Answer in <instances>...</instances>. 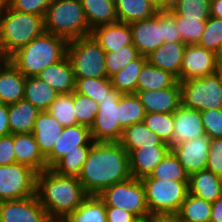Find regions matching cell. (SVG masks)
<instances>
[{
    "label": "cell",
    "instance_id": "obj_42",
    "mask_svg": "<svg viewBox=\"0 0 222 222\" xmlns=\"http://www.w3.org/2000/svg\"><path fill=\"white\" fill-rule=\"evenodd\" d=\"M143 123L164 143H171L174 130V113H146Z\"/></svg>",
    "mask_w": 222,
    "mask_h": 222
},
{
    "label": "cell",
    "instance_id": "obj_51",
    "mask_svg": "<svg viewBox=\"0 0 222 222\" xmlns=\"http://www.w3.org/2000/svg\"><path fill=\"white\" fill-rule=\"evenodd\" d=\"M16 163L14 152V134L0 137V165Z\"/></svg>",
    "mask_w": 222,
    "mask_h": 222
},
{
    "label": "cell",
    "instance_id": "obj_50",
    "mask_svg": "<svg viewBox=\"0 0 222 222\" xmlns=\"http://www.w3.org/2000/svg\"><path fill=\"white\" fill-rule=\"evenodd\" d=\"M163 40L164 42H182L181 34L176 28V20L169 11H163Z\"/></svg>",
    "mask_w": 222,
    "mask_h": 222
},
{
    "label": "cell",
    "instance_id": "obj_33",
    "mask_svg": "<svg viewBox=\"0 0 222 222\" xmlns=\"http://www.w3.org/2000/svg\"><path fill=\"white\" fill-rule=\"evenodd\" d=\"M119 22L131 24L146 20L158 11L147 0H115Z\"/></svg>",
    "mask_w": 222,
    "mask_h": 222
},
{
    "label": "cell",
    "instance_id": "obj_9",
    "mask_svg": "<svg viewBox=\"0 0 222 222\" xmlns=\"http://www.w3.org/2000/svg\"><path fill=\"white\" fill-rule=\"evenodd\" d=\"M98 196L106 207L124 209L139 220H145L150 215L141 179L130 177L105 188Z\"/></svg>",
    "mask_w": 222,
    "mask_h": 222
},
{
    "label": "cell",
    "instance_id": "obj_62",
    "mask_svg": "<svg viewBox=\"0 0 222 222\" xmlns=\"http://www.w3.org/2000/svg\"><path fill=\"white\" fill-rule=\"evenodd\" d=\"M139 222H147V219H145V220H140Z\"/></svg>",
    "mask_w": 222,
    "mask_h": 222
},
{
    "label": "cell",
    "instance_id": "obj_38",
    "mask_svg": "<svg viewBox=\"0 0 222 222\" xmlns=\"http://www.w3.org/2000/svg\"><path fill=\"white\" fill-rule=\"evenodd\" d=\"M91 147L82 145L81 151L67 152L51 169L58 174L78 178Z\"/></svg>",
    "mask_w": 222,
    "mask_h": 222
},
{
    "label": "cell",
    "instance_id": "obj_46",
    "mask_svg": "<svg viewBox=\"0 0 222 222\" xmlns=\"http://www.w3.org/2000/svg\"><path fill=\"white\" fill-rule=\"evenodd\" d=\"M174 19L182 42L187 45L197 44L204 33L207 19H185L181 16H174Z\"/></svg>",
    "mask_w": 222,
    "mask_h": 222
},
{
    "label": "cell",
    "instance_id": "obj_48",
    "mask_svg": "<svg viewBox=\"0 0 222 222\" xmlns=\"http://www.w3.org/2000/svg\"><path fill=\"white\" fill-rule=\"evenodd\" d=\"M206 134L211 138H222V108L201 111Z\"/></svg>",
    "mask_w": 222,
    "mask_h": 222
},
{
    "label": "cell",
    "instance_id": "obj_31",
    "mask_svg": "<svg viewBox=\"0 0 222 222\" xmlns=\"http://www.w3.org/2000/svg\"><path fill=\"white\" fill-rule=\"evenodd\" d=\"M178 79L170 72L155 67L148 61L143 65L137 81V91L162 90L172 87Z\"/></svg>",
    "mask_w": 222,
    "mask_h": 222
},
{
    "label": "cell",
    "instance_id": "obj_15",
    "mask_svg": "<svg viewBox=\"0 0 222 222\" xmlns=\"http://www.w3.org/2000/svg\"><path fill=\"white\" fill-rule=\"evenodd\" d=\"M93 143L89 127L79 124L64 127L52 151L45 157L47 168H52L67 152L81 151L82 145Z\"/></svg>",
    "mask_w": 222,
    "mask_h": 222
},
{
    "label": "cell",
    "instance_id": "obj_19",
    "mask_svg": "<svg viewBox=\"0 0 222 222\" xmlns=\"http://www.w3.org/2000/svg\"><path fill=\"white\" fill-rule=\"evenodd\" d=\"M171 151L170 146H143L129 153L131 177L142 179L156 168Z\"/></svg>",
    "mask_w": 222,
    "mask_h": 222
},
{
    "label": "cell",
    "instance_id": "obj_43",
    "mask_svg": "<svg viewBox=\"0 0 222 222\" xmlns=\"http://www.w3.org/2000/svg\"><path fill=\"white\" fill-rule=\"evenodd\" d=\"M140 56L134 45H128L117 51L105 53V67L110 78L115 73L123 69L129 62L134 61Z\"/></svg>",
    "mask_w": 222,
    "mask_h": 222
},
{
    "label": "cell",
    "instance_id": "obj_30",
    "mask_svg": "<svg viewBox=\"0 0 222 222\" xmlns=\"http://www.w3.org/2000/svg\"><path fill=\"white\" fill-rule=\"evenodd\" d=\"M59 94L37 76L26 77L24 100L30 102L40 111H47Z\"/></svg>",
    "mask_w": 222,
    "mask_h": 222
},
{
    "label": "cell",
    "instance_id": "obj_11",
    "mask_svg": "<svg viewBox=\"0 0 222 222\" xmlns=\"http://www.w3.org/2000/svg\"><path fill=\"white\" fill-rule=\"evenodd\" d=\"M36 177L37 172L24 164L0 165V201L35 195Z\"/></svg>",
    "mask_w": 222,
    "mask_h": 222
},
{
    "label": "cell",
    "instance_id": "obj_32",
    "mask_svg": "<svg viewBox=\"0 0 222 222\" xmlns=\"http://www.w3.org/2000/svg\"><path fill=\"white\" fill-rule=\"evenodd\" d=\"M146 62L147 57L142 55L129 62L123 69L110 77L112 88L121 94H135L139 74Z\"/></svg>",
    "mask_w": 222,
    "mask_h": 222
},
{
    "label": "cell",
    "instance_id": "obj_10",
    "mask_svg": "<svg viewBox=\"0 0 222 222\" xmlns=\"http://www.w3.org/2000/svg\"><path fill=\"white\" fill-rule=\"evenodd\" d=\"M121 93L112 88L99 103L98 113L90 128L94 142H120L123 128L119 125V99Z\"/></svg>",
    "mask_w": 222,
    "mask_h": 222
},
{
    "label": "cell",
    "instance_id": "obj_54",
    "mask_svg": "<svg viewBox=\"0 0 222 222\" xmlns=\"http://www.w3.org/2000/svg\"><path fill=\"white\" fill-rule=\"evenodd\" d=\"M10 134L8 105L0 102V137Z\"/></svg>",
    "mask_w": 222,
    "mask_h": 222
},
{
    "label": "cell",
    "instance_id": "obj_16",
    "mask_svg": "<svg viewBox=\"0 0 222 222\" xmlns=\"http://www.w3.org/2000/svg\"><path fill=\"white\" fill-rule=\"evenodd\" d=\"M210 139L207 134L200 135L172 149L188 175L206 169Z\"/></svg>",
    "mask_w": 222,
    "mask_h": 222
},
{
    "label": "cell",
    "instance_id": "obj_22",
    "mask_svg": "<svg viewBox=\"0 0 222 222\" xmlns=\"http://www.w3.org/2000/svg\"><path fill=\"white\" fill-rule=\"evenodd\" d=\"M187 44L183 42H164L158 49L147 56V61L162 68L180 81V71Z\"/></svg>",
    "mask_w": 222,
    "mask_h": 222
},
{
    "label": "cell",
    "instance_id": "obj_60",
    "mask_svg": "<svg viewBox=\"0 0 222 222\" xmlns=\"http://www.w3.org/2000/svg\"><path fill=\"white\" fill-rule=\"evenodd\" d=\"M217 60H218V63H222V47H221L219 53L217 54Z\"/></svg>",
    "mask_w": 222,
    "mask_h": 222
},
{
    "label": "cell",
    "instance_id": "obj_23",
    "mask_svg": "<svg viewBox=\"0 0 222 222\" xmlns=\"http://www.w3.org/2000/svg\"><path fill=\"white\" fill-rule=\"evenodd\" d=\"M14 152L16 163L29 166L37 173L47 169L46 158L32 133L14 134Z\"/></svg>",
    "mask_w": 222,
    "mask_h": 222
},
{
    "label": "cell",
    "instance_id": "obj_36",
    "mask_svg": "<svg viewBox=\"0 0 222 222\" xmlns=\"http://www.w3.org/2000/svg\"><path fill=\"white\" fill-rule=\"evenodd\" d=\"M212 203L188 193L179 214L184 222H209Z\"/></svg>",
    "mask_w": 222,
    "mask_h": 222
},
{
    "label": "cell",
    "instance_id": "obj_61",
    "mask_svg": "<svg viewBox=\"0 0 222 222\" xmlns=\"http://www.w3.org/2000/svg\"><path fill=\"white\" fill-rule=\"evenodd\" d=\"M5 4H6V0H0V14L3 11V8H4Z\"/></svg>",
    "mask_w": 222,
    "mask_h": 222
},
{
    "label": "cell",
    "instance_id": "obj_59",
    "mask_svg": "<svg viewBox=\"0 0 222 222\" xmlns=\"http://www.w3.org/2000/svg\"><path fill=\"white\" fill-rule=\"evenodd\" d=\"M217 73L219 75L221 84H222V63H218V67H217Z\"/></svg>",
    "mask_w": 222,
    "mask_h": 222
},
{
    "label": "cell",
    "instance_id": "obj_44",
    "mask_svg": "<svg viewBox=\"0 0 222 222\" xmlns=\"http://www.w3.org/2000/svg\"><path fill=\"white\" fill-rule=\"evenodd\" d=\"M73 103L78 124L91 128L98 113L99 103L75 91L73 92Z\"/></svg>",
    "mask_w": 222,
    "mask_h": 222
},
{
    "label": "cell",
    "instance_id": "obj_13",
    "mask_svg": "<svg viewBox=\"0 0 222 222\" xmlns=\"http://www.w3.org/2000/svg\"><path fill=\"white\" fill-rule=\"evenodd\" d=\"M133 45L140 55L147 57L163 43V11H158L146 20L130 24Z\"/></svg>",
    "mask_w": 222,
    "mask_h": 222
},
{
    "label": "cell",
    "instance_id": "obj_58",
    "mask_svg": "<svg viewBox=\"0 0 222 222\" xmlns=\"http://www.w3.org/2000/svg\"><path fill=\"white\" fill-rule=\"evenodd\" d=\"M9 61V56L5 53L2 44L0 43V69Z\"/></svg>",
    "mask_w": 222,
    "mask_h": 222
},
{
    "label": "cell",
    "instance_id": "obj_52",
    "mask_svg": "<svg viewBox=\"0 0 222 222\" xmlns=\"http://www.w3.org/2000/svg\"><path fill=\"white\" fill-rule=\"evenodd\" d=\"M107 222H139L140 220L131 212L121 208L106 207Z\"/></svg>",
    "mask_w": 222,
    "mask_h": 222
},
{
    "label": "cell",
    "instance_id": "obj_24",
    "mask_svg": "<svg viewBox=\"0 0 222 222\" xmlns=\"http://www.w3.org/2000/svg\"><path fill=\"white\" fill-rule=\"evenodd\" d=\"M26 77L9 60L0 69V102L15 104L24 99Z\"/></svg>",
    "mask_w": 222,
    "mask_h": 222
},
{
    "label": "cell",
    "instance_id": "obj_14",
    "mask_svg": "<svg viewBox=\"0 0 222 222\" xmlns=\"http://www.w3.org/2000/svg\"><path fill=\"white\" fill-rule=\"evenodd\" d=\"M217 55L198 44L187 45L182 60L180 81L200 78L217 72Z\"/></svg>",
    "mask_w": 222,
    "mask_h": 222
},
{
    "label": "cell",
    "instance_id": "obj_41",
    "mask_svg": "<svg viewBox=\"0 0 222 222\" xmlns=\"http://www.w3.org/2000/svg\"><path fill=\"white\" fill-rule=\"evenodd\" d=\"M75 92L86 95L97 103L107 97L108 91L112 89L109 77L104 78H75Z\"/></svg>",
    "mask_w": 222,
    "mask_h": 222
},
{
    "label": "cell",
    "instance_id": "obj_6",
    "mask_svg": "<svg viewBox=\"0 0 222 222\" xmlns=\"http://www.w3.org/2000/svg\"><path fill=\"white\" fill-rule=\"evenodd\" d=\"M105 51L92 35L69 40V57L75 78L108 77L105 67Z\"/></svg>",
    "mask_w": 222,
    "mask_h": 222
},
{
    "label": "cell",
    "instance_id": "obj_27",
    "mask_svg": "<svg viewBox=\"0 0 222 222\" xmlns=\"http://www.w3.org/2000/svg\"><path fill=\"white\" fill-rule=\"evenodd\" d=\"M39 112V109L24 99L8 105L10 134L32 133Z\"/></svg>",
    "mask_w": 222,
    "mask_h": 222
},
{
    "label": "cell",
    "instance_id": "obj_47",
    "mask_svg": "<svg viewBox=\"0 0 222 222\" xmlns=\"http://www.w3.org/2000/svg\"><path fill=\"white\" fill-rule=\"evenodd\" d=\"M52 0H6V4L15 11L37 14L45 17Z\"/></svg>",
    "mask_w": 222,
    "mask_h": 222
},
{
    "label": "cell",
    "instance_id": "obj_26",
    "mask_svg": "<svg viewBox=\"0 0 222 222\" xmlns=\"http://www.w3.org/2000/svg\"><path fill=\"white\" fill-rule=\"evenodd\" d=\"M188 193L213 203L222 197L221 177L207 169L195 172L189 175Z\"/></svg>",
    "mask_w": 222,
    "mask_h": 222
},
{
    "label": "cell",
    "instance_id": "obj_4",
    "mask_svg": "<svg viewBox=\"0 0 222 222\" xmlns=\"http://www.w3.org/2000/svg\"><path fill=\"white\" fill-rule=\"evenodd\" d=\"M44 32L43 16L15 11L5 4L0 14V43L9 57Z\"/></svg>",
    "mask_w": 222,
    "mask_h": 222
},
{
    "label": "cell",
    "instance_id": "obj_12",
    "mask_svg": "<svg viewBox=\"0 0 222 222\" xmlns=\"http://www.w3.org/2000/svg\"><path fill=\"white\" fill-rule=\"evenodd\" d=\"M2 222H52L37 195L0 201Z\"/></svg>",
    "mask_w": 222,
    "mask_h": 222
},
{
    "label": "cell",
    "instance_id": "obj_20",
    "mask_svg": "<svg viewBox=\"0 0 222 222\" xmlns=\"http://www.w3.org/2000/svg\"><path fill=\"white\" fill-rule=\"evenodd\" d=\"M91 35L105 52L117 51L128 45H133L130 24L117 22L95 27Z\"/></svg>",
    "mask_w": 222,
    "mask_h": 222
},
{
    "label": "cell",
    "instance_id": "obj_29",
    "mask_svg": "<svg viewBox=\"0 0 222 222\" xmlns=\"http://www.w3.org/2000/svg\"><path fill=\"white\" fill-rule=\"evenodd\" d=\"M119 143L128 154L132 150L142 148L143 146H170L149 130L143 122L126 127L123 130V135Z\"/></svg>",
    "mask_w": 222,
    "mask_h": 222
},
{
    "label": "cell",
    "instance_id": "obj_28",
    "mask_svg": "<svg viewBox=\"0 0 222 222\" xmlns=\"http://www.w3.org/2000/svg\"><path fill=\"white\" fill-rule=\"evenodd\" d=\"M90 28L119 21L115 0H80Z\"/></svg>",
    "mask_w": 222,
    "mask_h": 222
},
{
    "label": "cell",
    "instance_id": "obj_45",
    "mask_svg": "<svg viewBox=\"0 0 222 222\" xmlns=\"http://www.w3.org/2000/svg\"><path fill=\"white\" fill-rule=\"evenodd\" d=\"M197 44L217 55L222 47V19L210 16Z\"/></svg>",
    "mask_w": 222,
    "mask_h": 222
},
{
    "label": "cell",
    "instance_id": "obj_39",
    "mask_svg": "<svg viewBox=\"0 0 222 222\" xmlns=\"http://www.w3.org/2000/svg\"><path fill=\"white\" fill-rule=\"evenodd\" d=\"M211 0H174L169 11L173 16L185 19H208Z\"/></svg>",
    "mask_w": 222,
    "mask_h": 222
},
{
    "label": "cell",
    "instance_id": "obj_34",
    "mask_svg": "<svg viewBox=\"0 0 222 222\" xmlns=\"http://www.w3.org/2000/svg\"><path fill=\"white\" fill-rule=\"evenodd\" d=\"M62 222H107L105 203L98 195H88Z\"/></svg>",
    "mask_w": 222,
    "mask_h": 222
},
{
    "label": "cell",
    "instance_id": "obj_25",
    "mask_svg": "<svg viewBox=\"0 0 222 222\" xmlns=\"http://www.w3.org/2000/svg\"><path fill=\"white\" fill-rule=\"evenodd\" d=\"M63 130L64 127L48 111L38 113L32 134L44 157L52 151L54 143Z\"/></svg>",
    "mask_w": 222,
    "mask_h": 222
},
{
    "label": "cell",
    "instance_id": "obj_3",
    "mask_svg": "<svg viewBox=\"0 0 222 222\" xmlns=\"http://www.w3.org/2000/svg\"><path fill=\"white\" fill-rule=\"evenodd\" d=\"M68 42L64 37L45 31L13 53L9 60L25 77H35L67 56Z\"/></svg>",
    "mask_w": 222,
    "mask_h": 222
},
{
    "label": "cell",
    "instance_id": "obj_35",
    "mask_svg": "<svg viewBox=\"0 0 222 222\" xmlns=\"http://www.w3.org/2000/svg\"><path fill=\"white\" fill-rule=\"evenodd\" d=\"M146 111L135 94H122L119 99V125L125 129L135 123L143 122Z\"/></svg>",
    "mask_w": 222,
    "mask_h": 222
},
{
    "label": "cell",
    "instance_id": "obj_2",
    "mask_svg": "<svg viewBox=\"0 0 222 222\" xmlns=\"http://www.w3.org/2000/svg\"><path fill=\"white\" fill-rule=\"evenodd\" d=\"M36 195L52 222H62L88 196L77 177L58 174L51 168L37 173Z\"/></svg>",
    "mask_w": 222,
    "mask_h": 222
},
{
    "label": "cell",
    "instance_id": "obj_8",
    "mask_svg": "<svg viewBox=\"0 0 222 222\" xmlns=\"http://www.w3.org/2000/svg\"><path fill=\"white\" fill-rule=\"evenodd\" d=\"M150 215L160 212H179L188 194V181L141 179Z\"/></svg>",
    "mask_w": 222,
    "mask_h": 222
},
{
    "label": "cell",
    "instance_id": "obj_56",
    "mask_svg": "<svg viewBox=\"0 0 222 222\" xmlns=\"http://www.w3.org/2000/svg\"><path fill=\"white\" fill-rule=\"evenodd\" d=\"M157 11H170L173 7L174 0H147Z\"/></svg>",
    "mask_w": 222,
    "mask_h": 222
},
{
    "label": "cell",
    "instance_id": "obj_37",
    "mask_svg": "<svg viewBox=\"0 0 222 222\" xmlns=\"http://www.w3.org/2000/svg\"><path fill=\"white\" fill-rule=\"evenodd\" d=\"M149 177L161 180L188 181L189 175L171 150L149 174Z\"/></svg>",
    "mask_w": 222,
    "mask_h": 222
},
{
    "label": "cell",
    "instance_id": "obj_21",
    "mask_svg": "<svg viewBox=\"0 0 222 222\" xmlns=\"http://www.w3.org/2000/svg\"><path fill=\"white\" fill-rule=\"evenodd\" d=\"M37 77L58 93L64 94L75 91L76 80L73 66L68 56L59 62L47 66Z\"/></svg>",
    "mask_w": 222,
    "mask_h": 222
},
{
    "label": "cell",
    "instance_id": "obj_57",
    "mask_svg": "<svg viewBox=\"0 0 222 222\" xmlns=\"http://www.w3.org/2000/svg\"><path fill=\"white\" fill-rule=\"evenodd\" d=\"M210 16L222 19V0H211Z\"/></svg>",
    "mask_w": 222,
    "mask_h": 222
},
{
    "label": "cell",
    "instance_id": "obj_53",
    "mask_svg": "<svg viewBox=\"0 0 222 222\" xmlns=\"http://www.w3.org/2000/svg\"><path fill=\"white\" fill-rule=\"evenodd\" d=\"M147 222H184L179 212H160L149 215Z\"/></svg>",
    "mask_w": 222,
    "mask_h": 222
},
{
    "label": "cell",
    "instance_id": "obj_18",
    "mask_svg": "<svg viewBox=\"0 0 222 222\" xmlns=\"http://www.w3.org/2000/svg\"><path fill=\"white\" fill-rule=\"evenodd\" d=\"M146 113H174L181 106L179 81L162 90L136 91Z\"/></svg>",
    "mask_w": 222,
    "mask_h": 222
},
{
    "label": "cell",
    "instance_id": "obj_17",
    "mask_svg": "<svg viewBox=\"0 0 222 222\" xmlns=\"http://www.w3.org/2000/svg\"><path fill=\"white\" fill-rule=\"evenodd\" d=\"M204 134L206 132L202 122L201 111L181 105L174 112L173 139L169 144L171 150L185 141Z\"/></svg>",
    "mask_w": 222,
    "mask_h": 222
},
{
    "label": "cell",
    "instance_id": "obj_55",
    "mask_svg": "<svg viewBox=\"0 0 222 222\" xmlns=\"http://www.w3.org/2000/svg\"><path fill=\"white\" fill-rule=\"evenodd\" d=\"M209 222H222V197L212 203V210Z\"/></svg>",
    "mask_w": 222,
    "mask_h": 222
},
{
    "label": "cell",
    "instance_id": "obj_7",
    "mask_svg": "<svg viewBox=\"0 0 222 222\" xmlns=\"http://www.w3.org/2000/svg\"><path fill=\"white\" fill-rule=\"evenodd\" d=\"M181 105L198 111L222 108V84L218 73L179 81Z\"/></svg>",
    "mask_w": 222,
    "mask_h": 222
},
{
    "label": "cell",
    "instance_id": "obj_5",
    "mask_svg": "<svg viewBox=\"0 0 222 222\" xmlns=\"http://www.w3.org/2000/svg\"><path fill=\"white\" fill-rule=\"evenodd\" d=\"M44 21L46 32L68 41L92 33L80 0H52Z\"/></svg>",
    "mask_w": 222,
    "mask_h": 222
},
{
    "label": "cell",
    "instance_id": "obj_63",
    "mask_svg": "<svg viewBox=\"0 0 222 222\" xmlns=\"http://www.w3.org/2000/svg\"><path fill=\"white\" fill-rule=\"evenodd\" d=\"M221 193H222V177H221Z\"/></svg>",
    "mask_w": 222,
    "mask_h": 222
},
{
    "label": "cell",
    "instance_id": "obj_1",
    "mask_svg": "<svg viewBox=\"0 0 222 222\" xmlns=\"http://www.w3.org/2000/svg\"><path fill=\"white\" fill-rule=\"evenodd\" d=\"M131 177L129 154L119 142H94L78 176L88 195Z\"/></svg>",
    "mask_w": 222,
    "mask_h": 222
},
{
    "label": "cell",
    "instance_id": "obj_40",
    "mask_svg": "<svg viewBox=\"0 0 222 222\" xmlns=\"http://www.w3.org/2000/svg\"><path fill=\"white\" fill-rule=\"evenodd\" d=\"M63 127L78 124L74 110L73 92L60 93L47 110Z\"/></svg>",
    "mask_w": 222,
    "mask_h": 222
},
{
    "label": "cell",
    "instance_id": "obj_49",
    "mask_svg": "<svg viewBox=\"0 0 222 222\" xmlns=\"http://www.w3.org/2000/svg\"><path fill=\"white\" fill-rule=\"evenodd\" d=\"M206 169L222 177V138L210 139Z\"/></svg>",
    "mask_w": 222,
    "mask_h": 222
}]
</instances>
